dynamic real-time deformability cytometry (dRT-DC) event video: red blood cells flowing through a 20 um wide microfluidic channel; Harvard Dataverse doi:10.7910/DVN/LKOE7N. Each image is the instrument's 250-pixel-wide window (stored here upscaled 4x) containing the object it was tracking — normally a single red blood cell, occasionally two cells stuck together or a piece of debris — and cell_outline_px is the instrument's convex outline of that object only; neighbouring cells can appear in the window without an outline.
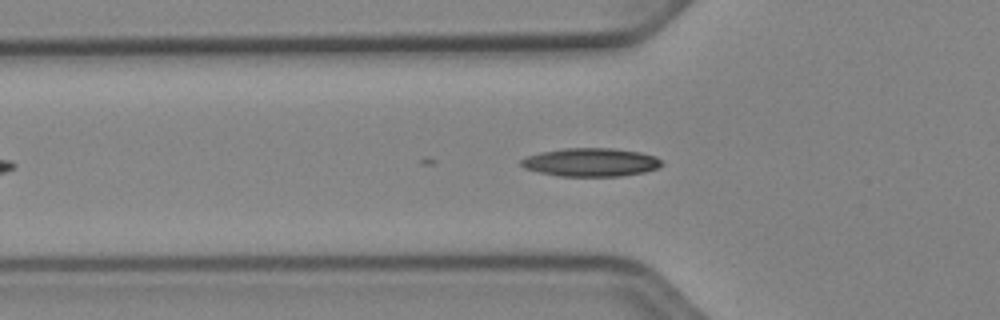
{"species": "Egyptian fruit bat (a non-hibernating species)", "species_latin": "Rousettus aegyptiacus", "temperature_condition": "cold", "stored_images_in_passage": 11, "camera_frame_rate_fps": 3000, "um_per_image_px": 0.085, "animal": {"sex": "female"}, "frame": {"image": 1, "passage_image": 11, "time_ms": 3.333, "image_size_px": [1000, 320], "cell_outline_px": [[664, 164], [660, 168], [644, 172], [620, 176], [560, 176], [540, 172], [524, 168], [520, 164], [520, 160], [528, 156], [540, 152], [564, 148], [612, 148], [640, 152], [656, 156]], "centroid_in_image_um": [50.25, 13.79], "position_along_channel_um": 75.6, "area_um2": 23.29}}